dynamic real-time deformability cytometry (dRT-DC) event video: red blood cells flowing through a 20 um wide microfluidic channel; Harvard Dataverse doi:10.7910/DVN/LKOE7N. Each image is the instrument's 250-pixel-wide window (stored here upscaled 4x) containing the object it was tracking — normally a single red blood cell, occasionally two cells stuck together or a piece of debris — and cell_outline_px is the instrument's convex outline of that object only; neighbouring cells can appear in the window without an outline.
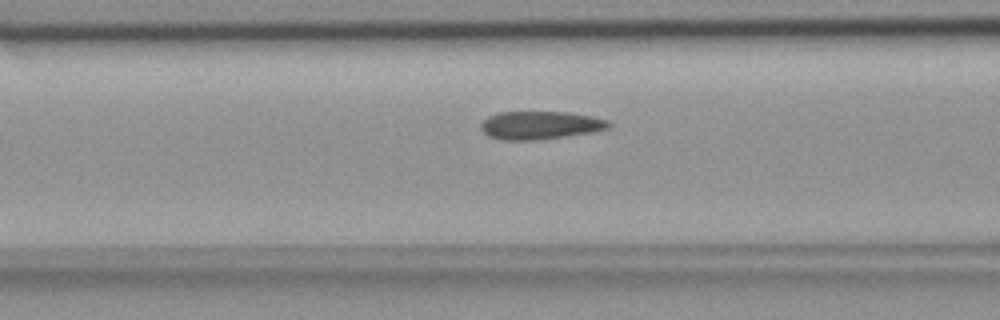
{"species": "common noctule bat (a hibernating species)", "species_latin": "Nyctalus noctula", "temperature_condition": "room temperature", "stored_images_in_passage": 34, "camera_frame_rate_fps": 3000, "um_per_image_px": 0.085, "animal": {"sex": "female", "body_mass_g": 18.4}, "frame": {"image": 1, "passage_image": 5, "time_ms": 1.333, "image_size_px": [1000, 320], "cell_outline_px": [[612, 124], [608, 128], [592, 132], [536, 140], [504, 140], [488, 136], [480, 128], [480, 124], [488, 116], [500, 112], [568, 112], [592, 116], [608, 120]], "centroid_in_image_um": [45.91, 10.64], "position_along_channel_um": 120.7, "area_um2": 20.87}}
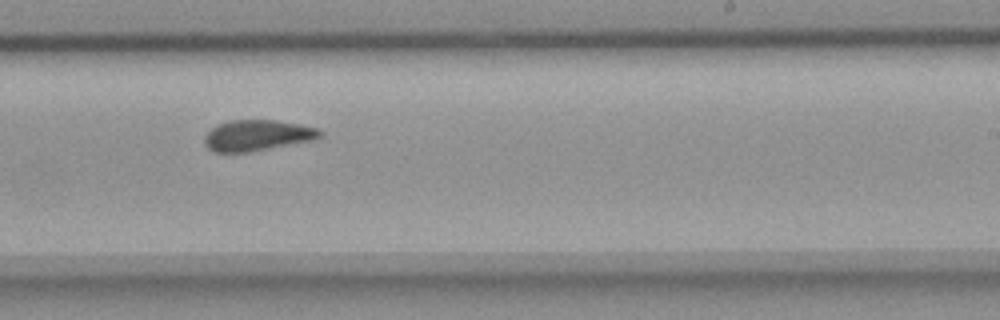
{"frame": {"image": 2, "passage_image": 17, "time_ms": 5.333, "image_size_px": [1000, 320], "cell_outline_px": [[320, 136], [312, 140], [248, 152], [212, 152], [204, 144], [204, 136], [216, 124], [232, 120], [276, 120], [300, 124], [316, 128], [320, 132]], "centroid_in_image_um": [21.8, 11.5], "position_along_channel_um": 267.2, "area_um2": 20.58}}
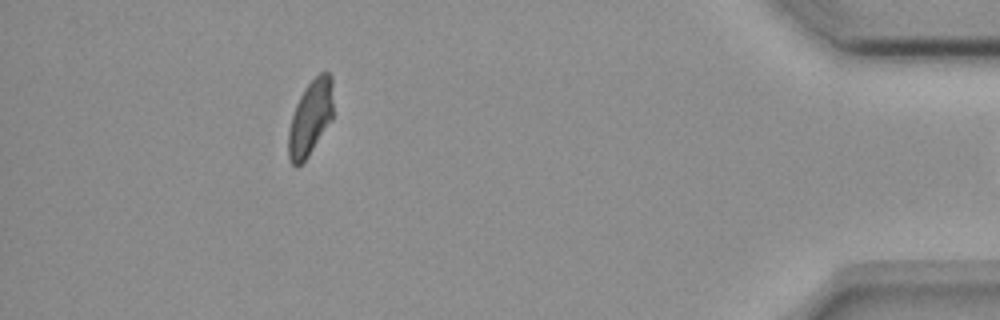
{"frame": {"image": 3, "passage_image": 33, "time_ms": 10.667, "image_size_px": [1000, 320], "cell_outline_px": [[332, 120], [308, 156], [296, 168], [288, 160], [288, 132], [292, 116], [296, 104], [304, 88], [320, 72], [328, 72], [332, 76]], "centroid_in_image_um": [26.37, 10.03], "position_along_channel_um": 408.8, "area_um2": 19.59}}